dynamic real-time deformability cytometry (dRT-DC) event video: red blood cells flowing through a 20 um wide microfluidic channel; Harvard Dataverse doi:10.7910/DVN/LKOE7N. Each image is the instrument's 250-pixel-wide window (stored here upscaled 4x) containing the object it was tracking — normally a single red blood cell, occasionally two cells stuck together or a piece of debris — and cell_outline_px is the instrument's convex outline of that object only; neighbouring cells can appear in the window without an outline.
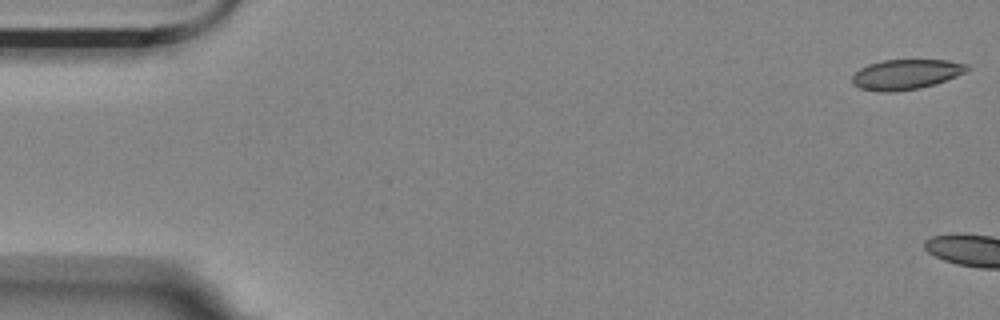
{"species": "Egyptian fruit bat (a non-hibernating species)", "species_latin": "Rousettus aegyptiacus", "temperature_condition": "room temperature", "stored_images_in_passage": 10, "camera_frame_rate_fps": 3000, "um_per_image_px": 0.085, "animal": {"sex": "female"}, "frame": {"image": 1, "passage_image": 1, "time_ms": 0.0, "image_size_px": [1000, 320], "cell_outline_px": [[972, 68], [968, 72], [920, 88], [892, 92], [880, 92], [860, 88], [852, 84], [852, 76], [860, 68], [868, 64], [884, 60], [948, 60], [968, 64]], "centroid_in_image_um": [77.02, 6.31], "position_along_channel_um": 8.0, "area_um2": 20.17}}